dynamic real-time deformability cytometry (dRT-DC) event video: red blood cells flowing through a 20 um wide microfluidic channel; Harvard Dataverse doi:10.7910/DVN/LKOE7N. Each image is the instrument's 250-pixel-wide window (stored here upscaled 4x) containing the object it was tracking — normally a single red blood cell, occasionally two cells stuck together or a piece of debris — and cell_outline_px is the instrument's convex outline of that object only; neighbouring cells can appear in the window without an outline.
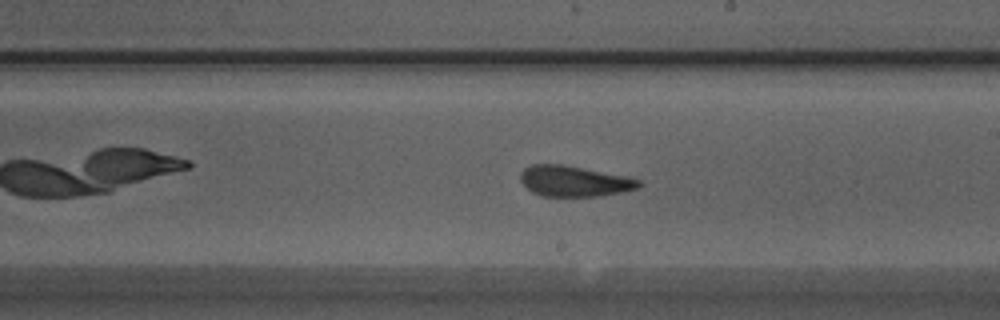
{"species": "Egyptian fruit bat (a non-hibernating species)", "species_latin": "Rousettus aegyptiacus", "temperature_condition": "warm", "stored_images_in_passage": 40, "camera_frame_rate_fps": 3000, "um_per_image_px": 0.085, "animal": {"sex": "male"}, "frame": {"image": 1, "passage_image": 18, "time_ms": 5.667, "image_size_px": [1000, 320], "cell_outline_px": [[644, 184], [640, 188], [600, 196], [540, 196], [532, 192], [520, 180], [520, 172], [524, 168], [532, 164], [560, 164], [628, 176], [640, 180]], "centroid_in_image_um": [48.83, 15.4], "position_along_channel_um": 240.2, "area_um2": 21.27}}
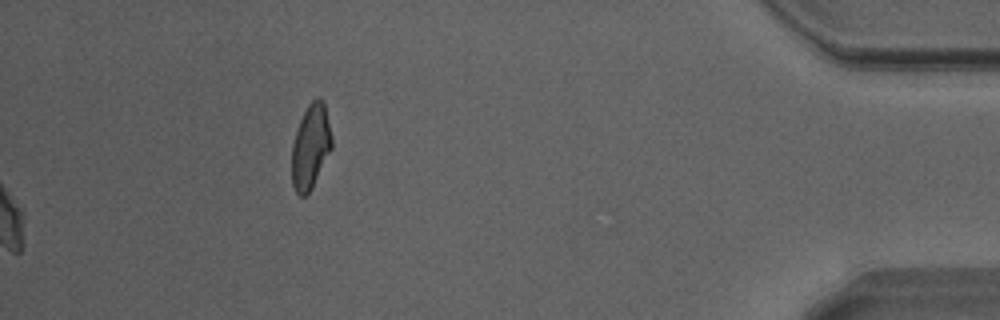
{"frame": {"image": 2, "passage_image": 40, "time_ms": 13.0, "image_size_px": [1000, 320], "cell_outline_px": [[332, 148], [308, 196], [300, 196], [296, 192], [292, 184], [292, 144], [300, 120], [308, 104], [316, 96], [320, 96], [324, 100], [332, 136]], "centroid_in_image_um": [26.41, 12.45], "position_along_channel_um": 408.8, "area_um2": 19.88}, "authors_computed_cell_mechanics": {"area_um2": 21.7039, "velocity_mm_per_s": 4.1724, "shape_relaxation_time_tau1_ms": null, "shape_relaxation_time_tau2_ms": 1.7994, "deformation_change_tau1": null, "deformation_change_tau2": 0.0898}}